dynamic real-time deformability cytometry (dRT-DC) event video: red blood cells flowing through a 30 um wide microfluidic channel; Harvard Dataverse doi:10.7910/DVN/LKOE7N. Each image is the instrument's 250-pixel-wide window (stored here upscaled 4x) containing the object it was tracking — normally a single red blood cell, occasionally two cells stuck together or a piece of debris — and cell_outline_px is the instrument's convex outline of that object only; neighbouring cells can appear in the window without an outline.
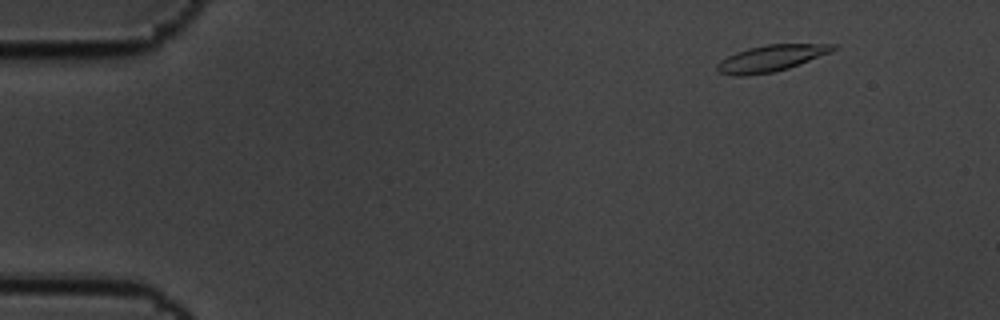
{"species": "common noctule bat (a hibernating species)", "species_latin": "Nyctalus noctula", "temperature_condition": "cold", "stored_images_in_passage": 4, "camera_frame_rate_fps": 3000, "um_per_image_px": 0.085, "animal": {"sex": "male", "body_mass_g": 19.5, "forearm_length_mm": 54.6}, "frame": {"image": 1, "passage_image": 1, "time_ms": 0.0, "image_size_px": [1000, 320], "cell_outline_px": [[840, 44], [832, 52], [788, 68], [772, 72], [744, 76], [736, 76], [720, 72], [716, 68], [716, 64], [720, 60], [736, 52], [748, 48], [764, 44]], "centroid_in_image_um": [65.55, 4.94], "position_along_channel_um": 19.5, "area_um2": 17.8}}
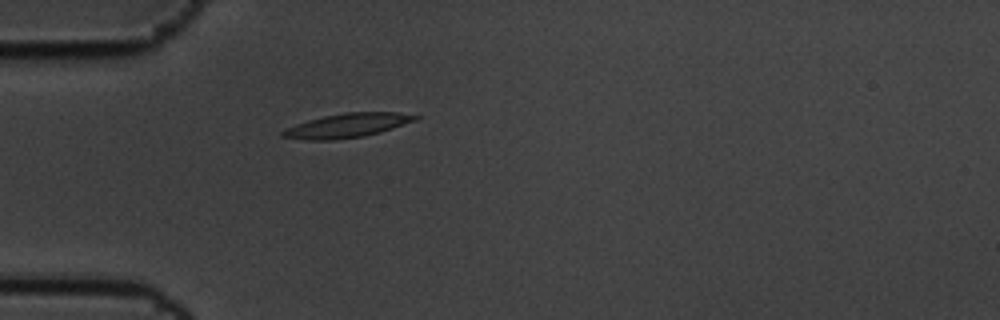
{"frame": {"image": 2, "passage_image": 4, "time_ms": 1.0, "image_size_px": [1000, 320], "cell_outline_px": [[420, 116], [416, 120], [380, 132], [364, 136], [332, 140], [304, 140], [280, 136], [280, 132], [296, 124], [308, 120], [324, 116], [344, 112], [396, 112]], "centroid_in_image_um": [29.49, 10.67], "position_along_channel_um": 55.5, "area_um2": 18.5}}